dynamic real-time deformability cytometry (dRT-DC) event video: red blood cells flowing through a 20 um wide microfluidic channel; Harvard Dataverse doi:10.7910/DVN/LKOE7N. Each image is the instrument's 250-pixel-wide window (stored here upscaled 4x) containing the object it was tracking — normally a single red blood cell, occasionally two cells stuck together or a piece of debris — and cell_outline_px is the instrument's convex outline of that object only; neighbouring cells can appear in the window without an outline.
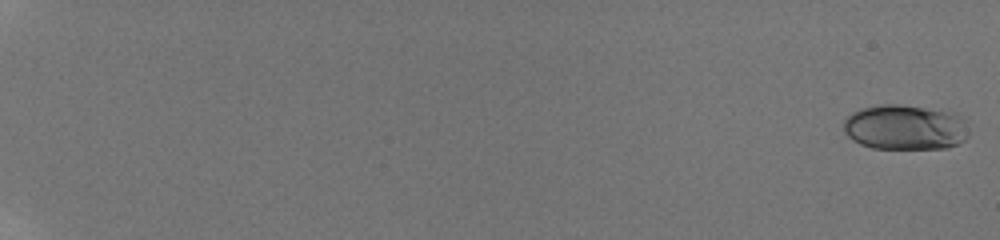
{"species": "human", "species_latin": "Homo sapiens", "temperature_condition": "room temperature", "stored_images_in_passage": 52, "camera_frame_rate_fps": 3000, "um_per_image_px": 0.085, "donor": {"sex": "male"}, "frame": {"image": 1, "passage_image": 1, "time_ms": 0.0, "image_size_px": [1000, 240], "cell_outline_px": [[968, 136], [964, 140], [948, 148], [872, 148], [860, 144], [852, 140], [844, 132], [844, 120], [852, 112], [860, 108], [880, 104], [900, 104], [956, 112], [964, 120], [968, 132]], "centroid_in_image_um": [76.92, 10.81], "position_along_channel_um": 8.1, "area_um2": 33.18}}
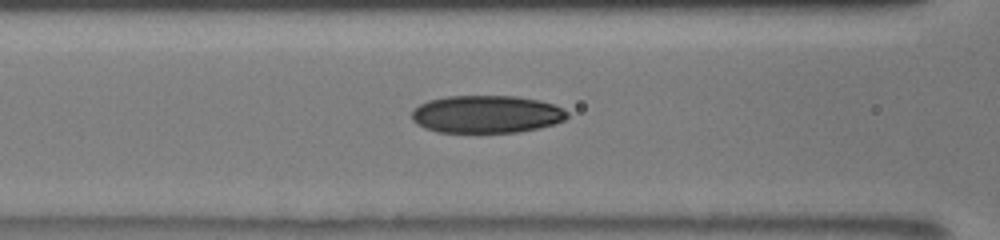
{"frame": {"image": 2, "passage_image": 28, "time_ms": 9.333, "image_size_px": [1000, 240], "cell_outline_px": [[568, 116], [564, 120], [556, 124], [540, 128], [520, 132], [436, 132], [424, 128], [416, 124], [412, 120], [412, 112], [420, 104], [428, 100], [448, 96], [516, 96], [540, 100], [552, 104], [568, 112]], "centroid_in_image_um": [41.35, 9.71], "position_along_channel_um": 125.2, "area_um2": 34.22}}
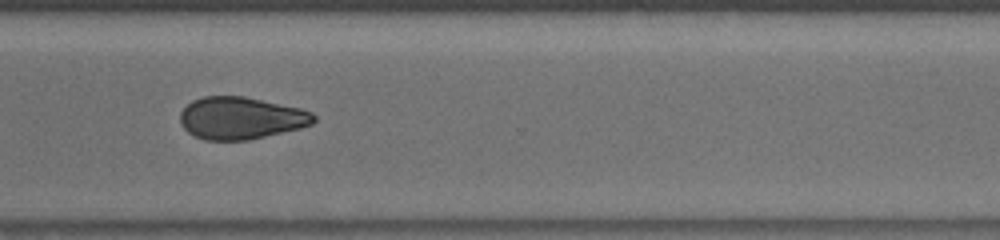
{"frame": {"image": 3, "passage_image": 51, "time_ms": 15.0, "image_size_px": [1000, 240], "cell_outline_px": [[316, 120], [312, 124], [300, 128], [248, 140], [204, 140], [188, 132], [184, 128], [180, 120], [180, 112], [192, 100], [204, 96], [244, 96], [300, 108], [312, 112], [316, 116]], "centroid_in_image_um": [20.48, 10.03], "position_along_channel_um": 350.1, "area_um2": 32.83}}